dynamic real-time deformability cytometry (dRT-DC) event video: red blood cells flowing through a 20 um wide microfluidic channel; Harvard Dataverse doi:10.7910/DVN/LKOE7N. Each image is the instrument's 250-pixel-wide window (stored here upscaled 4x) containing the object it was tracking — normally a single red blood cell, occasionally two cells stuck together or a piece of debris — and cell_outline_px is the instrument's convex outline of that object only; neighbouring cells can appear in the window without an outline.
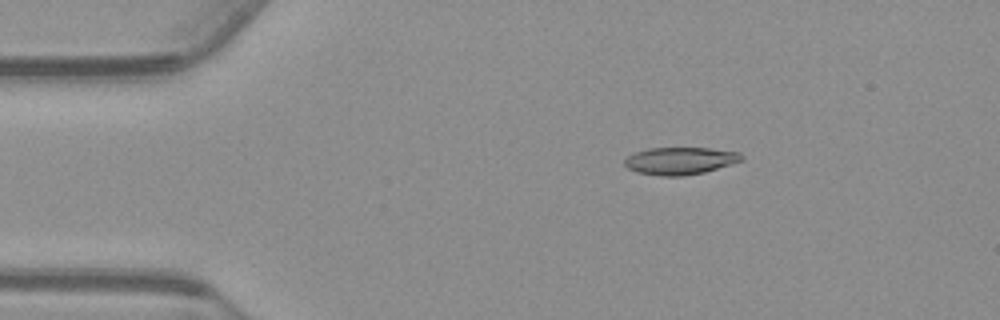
{"species": "common noctule bat (a hibernating species)", "species_latin": "Nyctalus noctula", "temperature_condition": "warm", "stored_images_in_passage": 54, "camera_frame_rate_fps": 3000, "um_per_image_px": 0.085, "animal": {"sex": "male", "body_mass_g": 23.1, "forearm_length_mm": 52.7}, "frame": {"image": 1, "passage_image": 9, "time_ms": 2.667, "image_size_px": [1000, 320], "cell_outline_px": [[744, 160], [732, 164], [704, 172], [684, 176], [660, 176], [636, 172], [628, 168], [624, 164], [624, 160], [628, 156], [636, 152], [648, 148], [708, 148], [740, 152], [744, 156]], "centroid_in_image_um": [57.83, 13.67], "position_along_channel_um": 27.2, "area_um2": 18.73}}
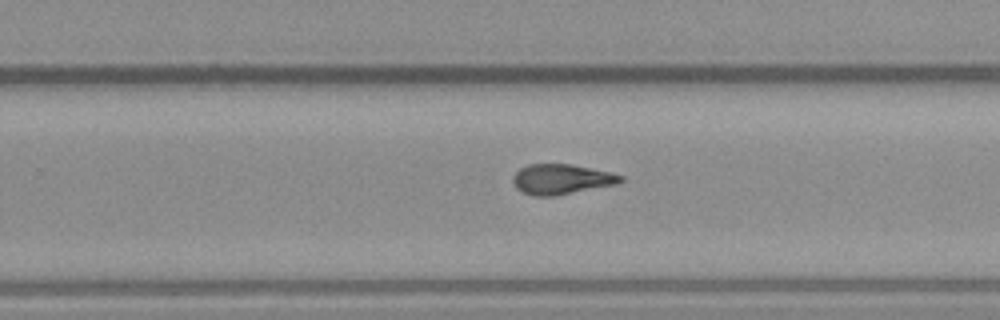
{"frame": {"image": 2, "passage_image": 34, "time_ms": 11.0, "image_size_px": [1000, 320], "cell_outline_px": [[624, 180], [616, 184], [556, 196], [532, 196], [516, 188], [512, 184], [512, 176], [520, 168], [528, 164], [572, 164], [608, 172], [624, 176]], "centroid_in_image_um": [47.68, 15.24], "position_along_channel_um": 282.1, "area_um2": 18.96}}
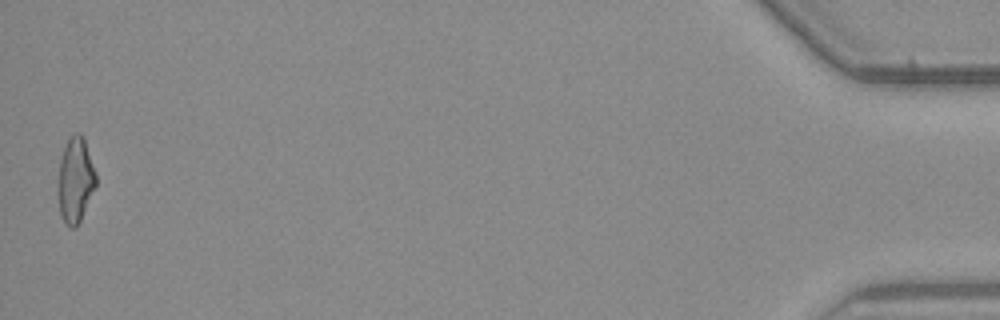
{"frame": {"image": 3, "passage_image": 54, "time_ms": 17.667, "image_size_px": [1000, 320], "cell_outline_px": [[96, 184], [80, 220], [76, 228], [68, 228], [64, 224], [60, 216], [56, 192], [56, 188], [60, 160], [64, 148], [68, 140], [76, 132], [80, 132], [84, 136], [96, 172]], "centroid_in_image_um": [6.37, 15.33], "position_along_channel_um": 428.8, "area_um2": 19.25}, "authors_computed_cell_mechanics": {"area_um2": 18.9006, "velocity_mm_per_s": 3.7553, "shape_relaxation_time_tau1_ms": null, "shape_relaxation_time_tau2_ms": 2.0786, "deformation_change_tau1": null, "deformation_change_tau2": 0.0964}}